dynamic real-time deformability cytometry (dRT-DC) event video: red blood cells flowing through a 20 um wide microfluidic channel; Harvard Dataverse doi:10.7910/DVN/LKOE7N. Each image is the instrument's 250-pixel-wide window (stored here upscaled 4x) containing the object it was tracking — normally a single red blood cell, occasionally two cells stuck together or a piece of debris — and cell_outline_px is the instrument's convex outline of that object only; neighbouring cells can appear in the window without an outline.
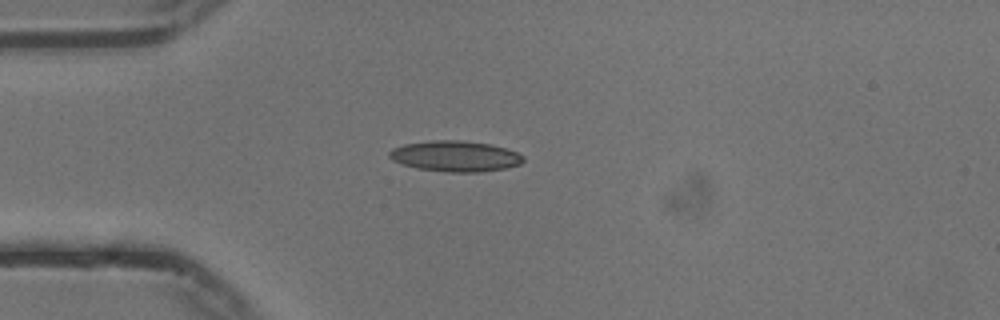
{"species": "common noctule bat (a hibernating species)", "species_latin": "Nyctalus noctula", "temperature_condition": "cold", "stored_images_in_passage": 41, "camera_frame_rate_fps": 3000, "um_per_image_px": 0.085, "animal": {"sex": "male", "body_mass_g": 13.3}, "frame": {"image": 1, "passage_image": 1, "time_ms": 0.0, "image_size_px": [1000, 320], "cell_outline_px": [[524, 160], [520, 164], [504, 168], [480, 172], [448, 172], [416, 168], [392, 160], [388, 156], [388, 152], [392, 148], [404, 144], [432, 140], [460, 140], [488, 144], [504, 148], [516, 152], [524, 156]], "centroid_in_image_um": [38.66, 13.27], "position_along_channel_um": 46.3, "area_um2": 23.87}}
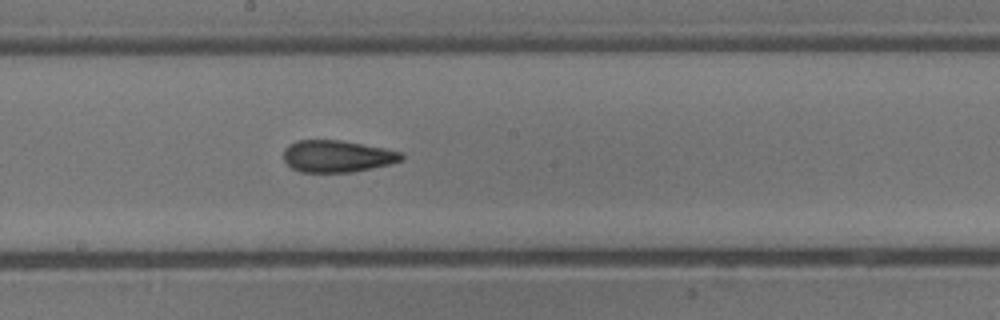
{"frame": {"image": 2, "passage_image": 16, "time_ms": 5.0, "image_size_px": [1000, 320], "cell_outline_px": [[404, 160], [388, 164], [352, 172], [300, 172], [292, 168], [284, 160], [284, 148], [288, 144], [296, 140], [340, 140], [384, 148], [400, 152], [404, 156]], "centroid_in_image_um": [28.63, 13.27], "position_along_channel_um": 219.6, "area_um2": 21.85}}
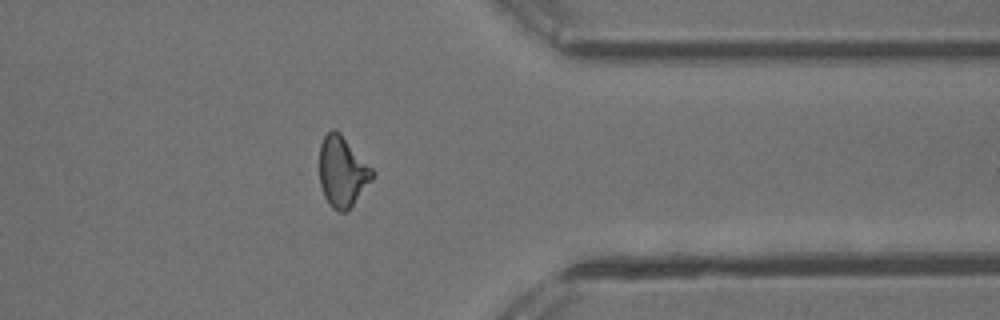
{"frame": {"image": 3, "passage_image": 30, "time_ms": 9.667, "image_size_px": [1000, 320], "cell_outline_px": [[376, 172], [372, 180], [352, 204], [344, 212], [340, 212], [332, 208], [324, 196], [320, 184], [320, 144], [324, 136], [332, 128], [336, 128], [340, 132]], "centroid_in_image_um": [29.1, 14.55], "position_along_channel_um": 382.3, "area_um2": 21.62}, "authors_computed_cell_mechanics": {"area_um2": 21.675, "velocity_mm_per_s": 3.7608, "shape_relaxation_time_tau1_ms": null, "shape_relaxation_time_tau2_ms": 3.0217, "deformation_change_tau1": null, "deformation_change_tau2": 0.1028}}